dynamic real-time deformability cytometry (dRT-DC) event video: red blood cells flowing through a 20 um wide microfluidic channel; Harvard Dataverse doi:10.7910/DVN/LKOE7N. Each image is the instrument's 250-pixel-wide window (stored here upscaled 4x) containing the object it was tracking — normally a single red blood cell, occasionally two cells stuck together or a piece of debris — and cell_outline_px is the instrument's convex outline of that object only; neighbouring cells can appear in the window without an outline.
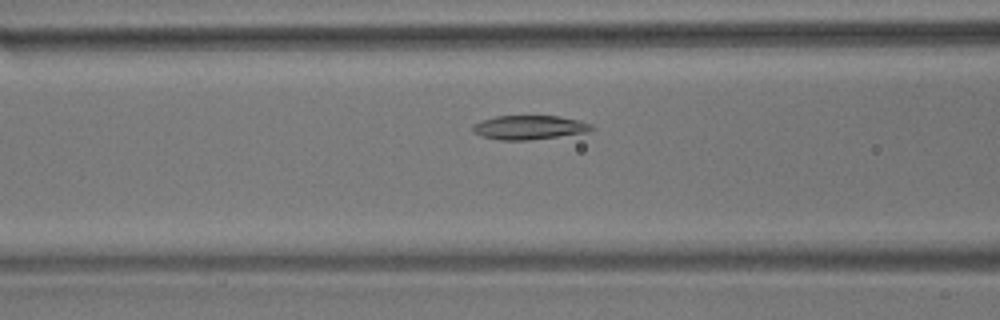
{"species": "common noctule bat (a hibernating species)", "species_latin": "Nyctalus noctula", "temperature_condition": "room temperature", "stored_images_in_passage": 33, "camera_frame_rate_fps": 3000, "um_per_image_px": 0.085, "animal": {"sex": "male", "body_mass_g": 17.9}, "frame": {"image": 1, "passage_image": 7, "time_ms": 2.0, "image_size_px": [1000, 320], "cell_outline_px": [[596, 128], [588, 132], [528, 140], [500, 140], [480, 136], [472, 132], [472, 124], [480, 120], [496, 116], [556, 116], [576, 120], [592, 124]], "centroid_in_image_um": [44.93, 10.83], "position_along_channel_um": 121.7, "area_um2": 16.7}}
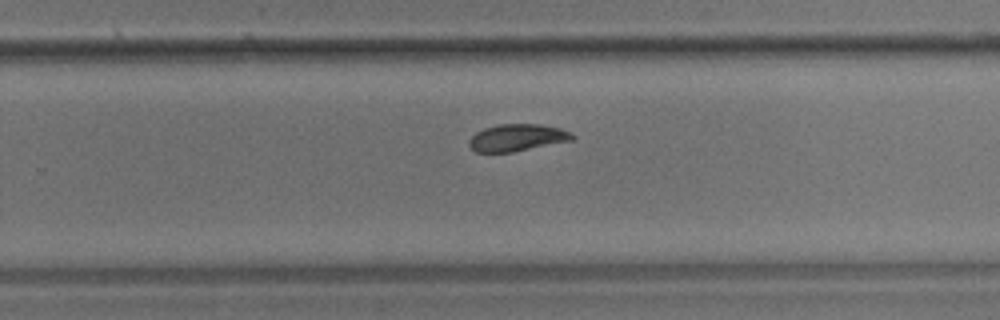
{"frame": {"image": 2, "passage_image": 21, "time_ms": 6.667, "image_size_px": [1000, 320], "cell_outline_px": [[576, 136], [572, 140], [512, 152], [476, 152], [468, 144], [468, 140], [476, 132], [484, 128], [500, 124], [540, 124], [560, 128], [572, 132]], "centroid_in_image_um": [43.97, 11.69], "position_along_channel_um": 285.8, "area_um2": 16.24}}
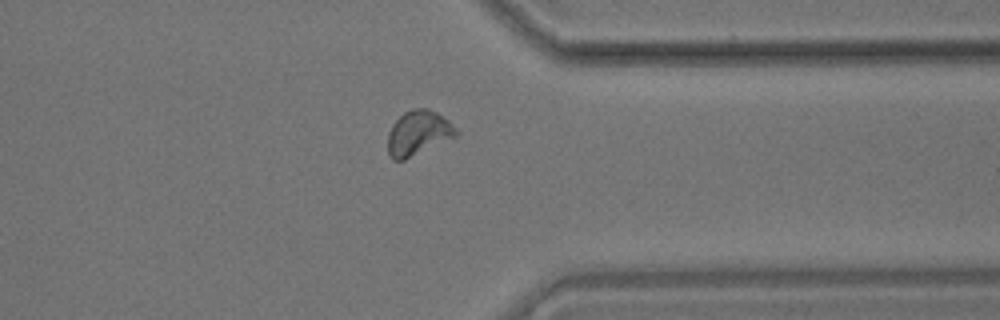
{"frame": {"image": 3, "passage_image": 29, "time_ms": 9.333, "image_size_px": [1000, 320], "cell_outline_px": [[460, 132], [456, 136], [404, 160], [392, 160], [388, 156], [388, 132], [392, 124], [404, 112], [412, 108], [428, 108], [436, 112], [448, 120]], "centroid_in_image_um": [35.53, 11.3], "position_along_channel_um": 375.9, "area_um2": 17.8}, "authors_computed_cell_mechanics": {"area_um2": 16.6464, "velocity_mm_per_s": 3.5328, "shape_relaxation_time_tau1_ms": 6.4137, "shape_relaxation_time_tau2_ms": 5.6098, "deformation_change_tau1": 0.1431, "deformation_change_tau2": 0.0543}}